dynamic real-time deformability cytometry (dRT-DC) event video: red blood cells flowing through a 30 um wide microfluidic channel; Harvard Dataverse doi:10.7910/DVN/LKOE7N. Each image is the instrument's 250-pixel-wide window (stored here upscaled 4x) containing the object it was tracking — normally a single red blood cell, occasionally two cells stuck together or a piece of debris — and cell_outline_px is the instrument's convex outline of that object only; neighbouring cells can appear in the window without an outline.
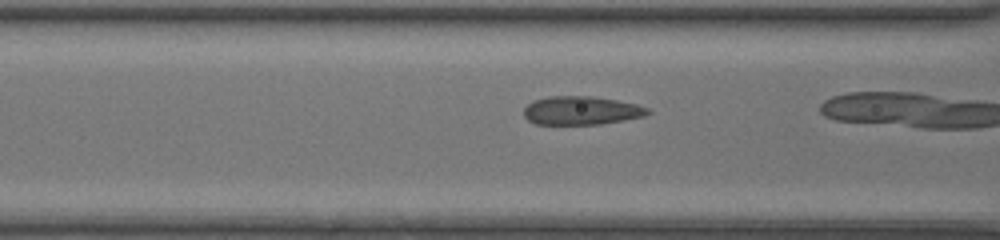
{"species": "common noctule bat (a hibernating species)", "species_latin": "Nyctalus noctula", "temperature_condition": "room temperature", "stored_images_in_passage": 22, "camera_frame_rate_fps": 3000, "um_per_image_px": 0.085, "animal": {"sex": "female", "body_mass_g": 20.0, "forearm_length_mm": 54.0}, "frame": {"image": 1, "passage_image": 4, "time_ms": 1.0, "image_size_px": [1000, 240], "cell_outline_px": [[652, 112], [644, 116], [624, 120], [600, 124], [536, 124], [528, 120], [524, 116], [524, 108], [532, 100], [548, 96], [592, 96], [616, 100], [636, 104], [648, 108]], "centroid_in_image_um": [49.4, 9.39], "position_along_channel_um": 117.2, "area_um2": 20.63}}